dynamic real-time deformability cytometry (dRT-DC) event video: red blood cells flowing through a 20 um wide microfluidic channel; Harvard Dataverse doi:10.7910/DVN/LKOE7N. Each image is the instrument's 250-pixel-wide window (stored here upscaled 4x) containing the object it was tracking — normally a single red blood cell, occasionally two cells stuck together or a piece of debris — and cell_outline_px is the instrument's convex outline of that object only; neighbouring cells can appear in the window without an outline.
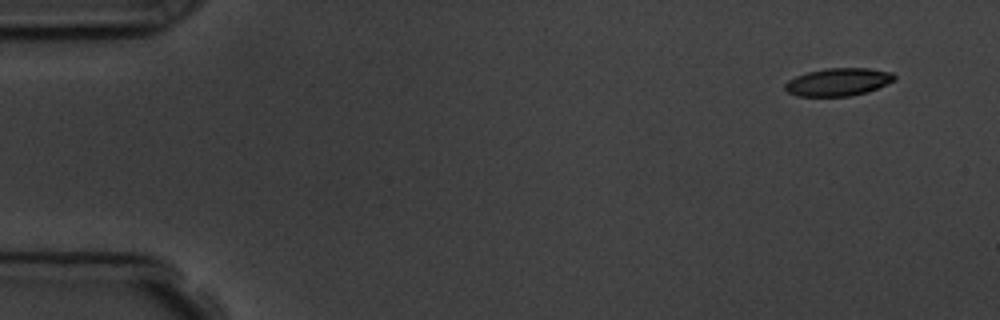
{"species": "common noctule bat (a hibernating species)", "species_latin": "Nyctalus noctula", "temperature_condition": "room temperature", "stored_images_in_passage": 6, "camera_frame_rate_fps": 3000, "um_per_image_px": 0.085, "animal": {"sex": "male", "body_mass_g": 19.5, "forearm_length_mm": 54.6}, "frame": {"image": 1, "passage_image": 1, "time_ms": 0.0, "image_size_px": [1000, 320], "cell_outline_px": [[896, 80], [868, 92], [848, 96], [796, 96], [788, 92], [784, 88], [784, 84], [788, 80], [796, 76], [808, 72], [824, 68], [868, 68], [892, 72], [896, 76]], "centroid_in_image_um": [71.26, 6.96], "position_along_channel_um": 13.7, "area_um2": 17.8}}
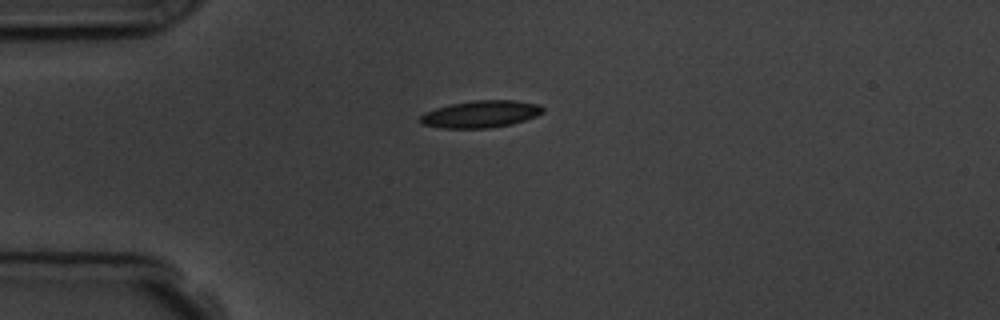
{"frame": {"image": 2, "passage_image": 4, "time_ms": 3.333, "image_size_px": [1000, 320], "cell_outline_px": [[544, 112], [536, 116], [512, 124], [488, 128], [440, 128], [420, 124], [416, 120], [424, 112], [436, 108], [452, 104], [472, 100], [516, 100], [540, 104], [544, 108]], "centroid_in_image_um": [40.83, 9.7], "position_along_channel_um": 44.2, "area_um2": 19.59}}